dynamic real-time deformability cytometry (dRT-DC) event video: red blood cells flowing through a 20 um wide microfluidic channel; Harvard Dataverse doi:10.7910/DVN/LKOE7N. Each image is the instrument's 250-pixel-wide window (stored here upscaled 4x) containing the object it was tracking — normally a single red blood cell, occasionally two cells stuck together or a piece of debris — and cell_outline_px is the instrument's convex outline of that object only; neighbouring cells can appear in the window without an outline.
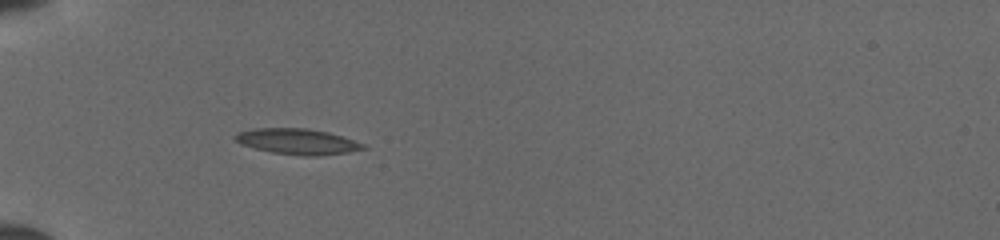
{"species": "common noctule bat (a hibernating species)", "species_latin": "Nyctalus noctula", "temperature_condition": "cold", "stored_images_in_passage": 34, "camera_frame_rate_fps": 3000, "um_per_image_px": 0.085, "animal": {"sex": "female", "body_mass_g": 19.5, "forearm_length_mm": 54.1}, "frame": {"image": 1, "passage_image": 1, "time_ms": 0.0, "image_size_px": [1000, 240], "cell_outline_px": [[368, 148], [348, 152], [316, 156], [304, 156], [272, 152], [240, 144], [232, 136], [236, 132], [256, 128], [308, 128], [328, 132], [364, 144]], "centroid_in_image_um": [25.25, 12.02], "position_along_channel_um": 59.8, "area_um2": 19.07}}
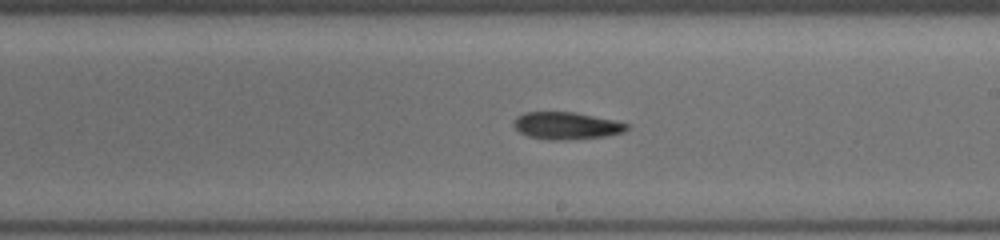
{"frame": {"image": 2, "passage_image": 15, "time_ms": 4.667, "image_size_px": [1000, 240], "cell_outline_px": [[628, 128], [624, 132], [608, 136], [568, 140], [548, 140], [528, 136], [520, 132], [512, 124], [512, 120], [516, 116], [524, 112], [572, 112], [612, 120], [628, 124]], "centroid_in_image_um": [48.1, 10.69], "position_along_channel_um": 240.9, "area_um2": 17.98}}
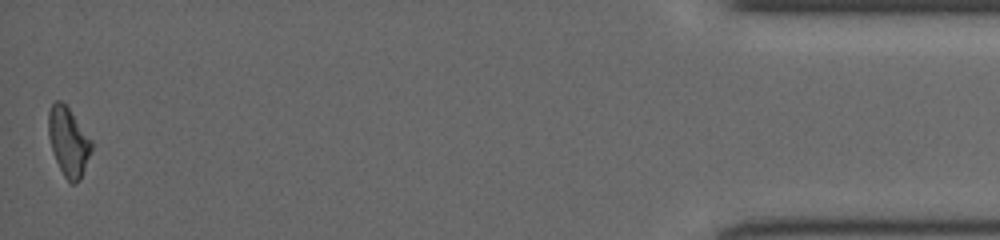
{"frame": {"image": 3, "passage_image": 34, "time_ms": 11.0, "image_size_px": [1000, 240], "cell_outline_px": [[92, 148], [80, 180], [76, 184], [72, 184], [64, 176], [52, 152], [48, 136], [48, 112], [52, 104], [56, 100], [60, 100], [68, 108], [92, 140]], "centroid_in_image_um": [5.8, 12.05], "position_along_channel_um": 429.4, "area_um2": 17.11}}